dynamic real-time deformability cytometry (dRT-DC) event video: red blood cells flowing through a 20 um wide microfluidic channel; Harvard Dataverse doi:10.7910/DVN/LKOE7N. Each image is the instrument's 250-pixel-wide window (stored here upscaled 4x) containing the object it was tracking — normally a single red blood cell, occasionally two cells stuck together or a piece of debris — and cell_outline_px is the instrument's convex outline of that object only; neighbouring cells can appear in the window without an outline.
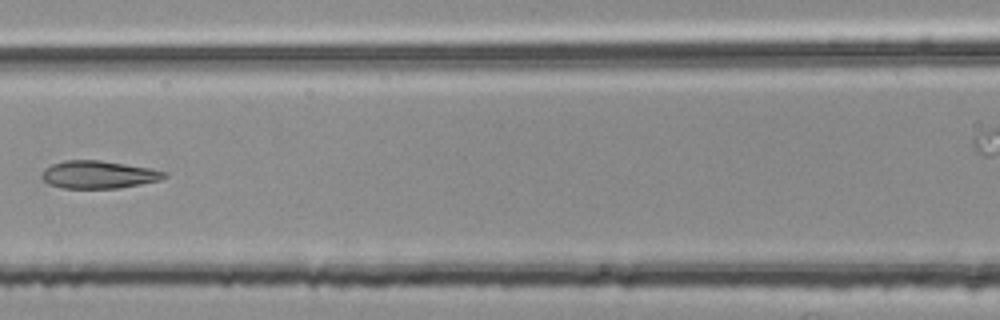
{"species": "common noctule bat (a hibernating species)", "species_latin": "Nyctalus noctula", "temperature_condition": "room temperature", "stored_images_in_passage": 7, "camera_frame_rate_fps": 3000, "um_per_image_px": 0.085, "animal": {"sex": "female", "body_mass_g": 25.1}, "frame": {"image": 1, "passage_image": 5, "time_ms": 1.333, "image_size_px": [1000, 320], "cell_outline_px": [[168, 176], [160, 180], [140, 184], [116, 188], [60, 188], [48, 184], [40, 176], [40, 172], [44, 168], [52, 164], [64, 160], [100, 160], [152, 168], [168, 172]], "centroid_in_image_um": [8.36, 14.83], "position_along_channel_um": 158.2, "area_um2": 20.0}}
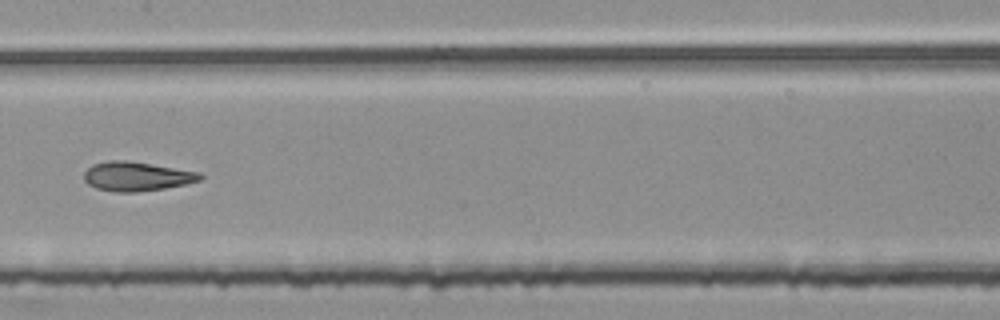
{"frame": {"image": 2, "passage_image": 6, "time_ms": 1.667, "image_size_px": [1000, 320], "cell_outline_px": [[204, 176], [200, 180], [188, 184], [164, 188], [136, 192], [116, 192], [96, 188], [88, 184], [84, 180], [84, 172], [92, 164], [108, 160], [128, 160], [200, 172]], "centroid_in_image_um": [11.62, 14.98], "position_along_channel_um": 195.8, "area_um2": 19.88}}